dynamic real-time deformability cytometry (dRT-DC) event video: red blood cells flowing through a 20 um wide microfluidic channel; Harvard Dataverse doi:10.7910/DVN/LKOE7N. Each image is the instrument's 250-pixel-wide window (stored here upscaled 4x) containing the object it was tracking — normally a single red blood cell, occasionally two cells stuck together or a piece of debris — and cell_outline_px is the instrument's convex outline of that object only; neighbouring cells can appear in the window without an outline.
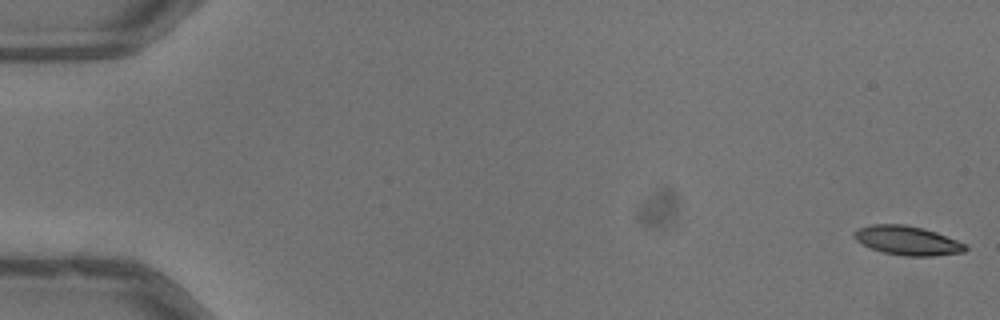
{"species": "common noctule bat (a hibernating species)", "species_latin": "Nyctalus noctula", "temperature_condition": "warm", "stored_images_in_passage": 52, "camera_frame_rate_fps": 3000, "um_per_image_px": 0.085, "animal": {"sex": "male", "body_mass_g": 13.3}, "frame": {"image": 1, "passage_image": 1, "time_ms": 0.0, "image_size_px": [1000, 320], "cell_outline_px": [[968, 248], [964, 252], [932, 256], [904, 256], [884, 252], [872, 248], [856, 240], [852, 236], [852, 232], [856, 228], [872, 224], [904, 224], [924, 228], [936, 232], [956, 240], [964, 244]], "centroid_in_image_um": [77.09, 20.43], "position_along_channel_um": 7.9, "area_um2": 18.84}}
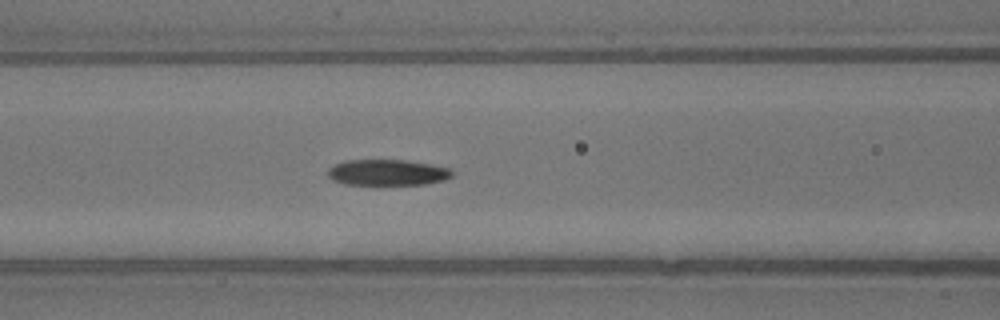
{"frame": {"image": 2, "passage_image": 23, "time_ms": 7.333, "image_size_px": [1000, 320], "cell_outline_px": [[452, 176], [444, 180], [424, 184], [376, 188], [344, 184], [332, 180], [328, 176], [328, 168], [344, 160], [404, 160], [432, 164], [448, 168], [452, 172]], "centroid_in_image_um": [32.88, 14.72], "position_along_channel_um": 133.7, "area_um2": 19.83}}
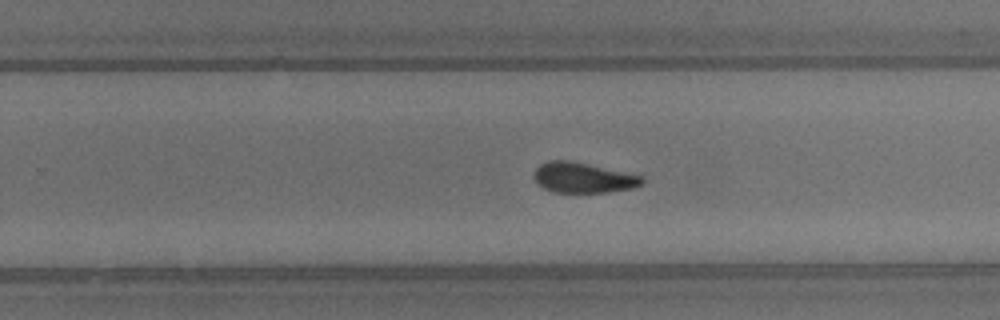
{"frame": {"image": 3, "passage_image": 34, "time_ms": 11.0, "image_size_px": [1000, 320], "cell_outline_px": [[644, 184], [632, 188], [608, 192], [552, 192], [536, 184], [532, 176], [536, 168], [540, 164], [548, 160], [568, 160], [588, 164], [644, 176]], "centroid_in_image_um": [49.54, 15.1], "position_along_channel_um": 280.3, "area_um2": 19.25}, "authors_computed_cell_mechanics": {"area_um2": 19.5364, "velocity_mm_per_s": 4.0089, "shape_relaxation_time_tau1_ms": 5.1376, "shape_relaxation_time_tau2_ms": 3.1427, "deformation_change_tau1": 0.1773, "deformation_change_tau2": 0.0989}}